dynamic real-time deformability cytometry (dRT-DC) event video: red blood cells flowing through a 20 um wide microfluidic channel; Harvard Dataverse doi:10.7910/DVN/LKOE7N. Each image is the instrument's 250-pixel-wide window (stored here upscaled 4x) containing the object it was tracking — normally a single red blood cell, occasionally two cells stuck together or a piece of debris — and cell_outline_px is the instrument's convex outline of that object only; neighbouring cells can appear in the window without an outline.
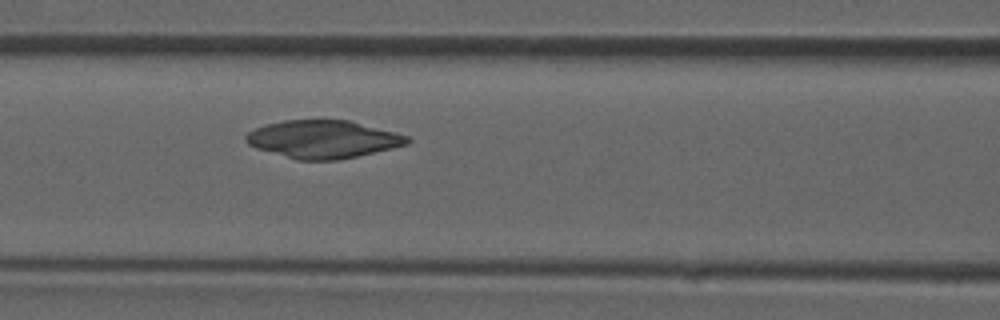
{"species": "common noctule bat (a hibernating species)", "species_latin": "Nyctalus noctula", "temperature_condition": "room temperature", "stored_images_in_passage": 14, "camera_frame_rate_fps": 3000, "um_per_image_px": 0.085, "animal": {"sex": "male", "forearm_length_mm": 52.5}, "frame": {"image": 1, "passage_image": 8, "time_ms": 2.333, "image_size_px": [1000, 320], "cell_outline_px": [[412, 140], [408, 144], [356, 156], [336, 160], [296, 160], [256, 148], [248, 144], [244, 140], [244, 136], [248, 132], [256, 128], [268, 124], [284, 120], [348, 120], [408, 136]], "centroid_in_image_um": [27.42, 11.84], "position_along_channel_um": 139.2, "area_um2": 35.2}}